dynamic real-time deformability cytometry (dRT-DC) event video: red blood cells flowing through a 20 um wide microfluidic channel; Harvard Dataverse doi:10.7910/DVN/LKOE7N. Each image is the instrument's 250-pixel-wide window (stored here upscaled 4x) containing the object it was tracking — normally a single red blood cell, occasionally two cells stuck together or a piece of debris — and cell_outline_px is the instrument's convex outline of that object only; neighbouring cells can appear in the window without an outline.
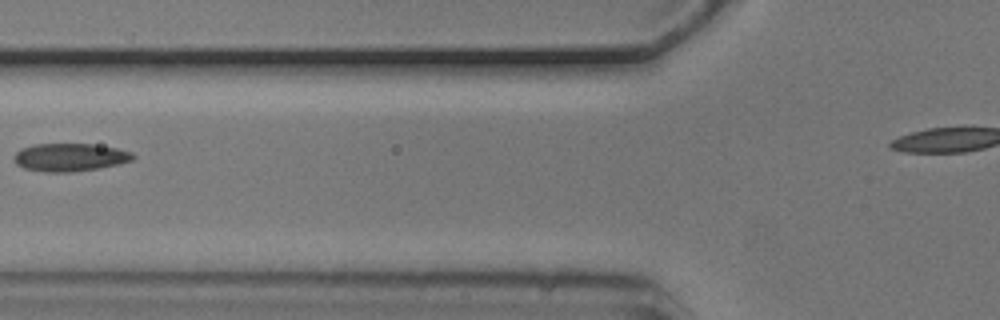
{"species": "common noctule bat (a hibernating species)", "species_latin": "Nyctalus noctula", "temperature_condition": "cold", "stored_images_in_passage": 3, "segment_of_instrument_passage": [1, 2], "camera_frame_rate_fps": 3000, "um_per_image_px": 0.085, "animal": {"sex": "male", "body_mass_g": 20.5, "forearm_length_mm": 52.5}, "frame": {"image": 1, "passage_image": 2, "time_ms": 0.333, "image_size_px": [1000, 320], "cell_outline_px": [[136, 156], [132, 160], [120, 164], [100, 168], [72, 172], [44, 172], [24, 168], [16, 164], [12, 156], [20, 148], [32, 144], [92, 144], [116, 148], [132, 152]], "centroid_in_image_um": [5.92, 13.37], "position_along_channel_um": 119.9, "area_um2": 19.59}}